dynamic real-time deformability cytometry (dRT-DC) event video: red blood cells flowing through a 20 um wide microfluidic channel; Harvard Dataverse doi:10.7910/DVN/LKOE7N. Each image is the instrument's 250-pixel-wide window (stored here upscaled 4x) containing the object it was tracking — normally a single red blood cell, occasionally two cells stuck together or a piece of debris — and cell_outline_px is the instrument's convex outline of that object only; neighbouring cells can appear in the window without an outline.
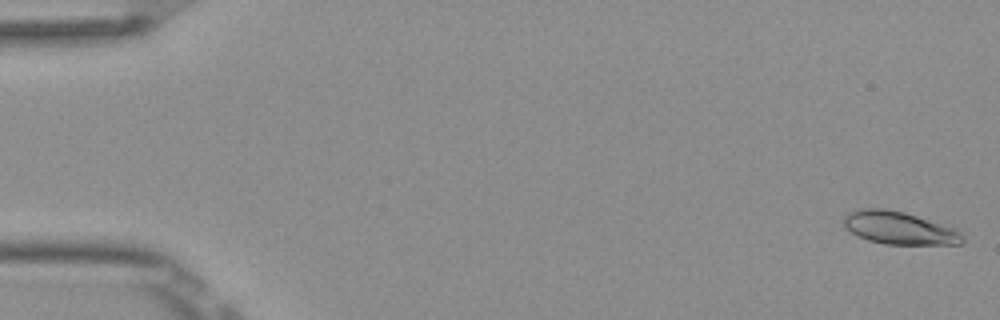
{"species": "Egyptian fruit bat (a non-hibernating species)", "species_latin": "Rousettus aegyptiacus", "temperature_condition": "room temperature", "stored_images_in_passage": 52, "camera_frame_rate_fps": 3000, "um_per_image_px": 0.085, "frame": {"image": 1, "passage_image": 1, "time_ms": 0.0, "image_size_px": [1000, 320], "cell_outline_px": [[964, 244], [884, 244], [868, 240], [856, 236], [844, 228], [844, 216], [848, 212], [860, 208], [884, 208], [904, 212], [956, 228], [964, 236]], "centroid_in_image_um": [76.42, 19.38], "position_along_channel_um": 8.6, "area_um2": 22.89}}
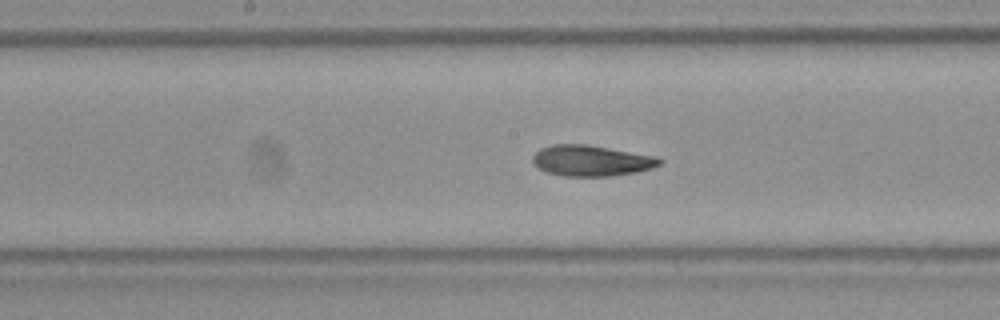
{"frame": {"image": 2, "passage_image": 27, "time_ms": 8.667, "image_size_px": [1000, 320], "cell_outline_px": [[664, 160], [660, 164], [652, 168], [636, 172], [608, 176], [564, 176], [548, 172], [532, 164], [532, 156], [540, 148], [552, 144], [588, 144], [656, 156]], "centroid_in_image_um": [50.26, 13.64], "position_along_channel_um": 197.9, "area_um2": 22.89}}
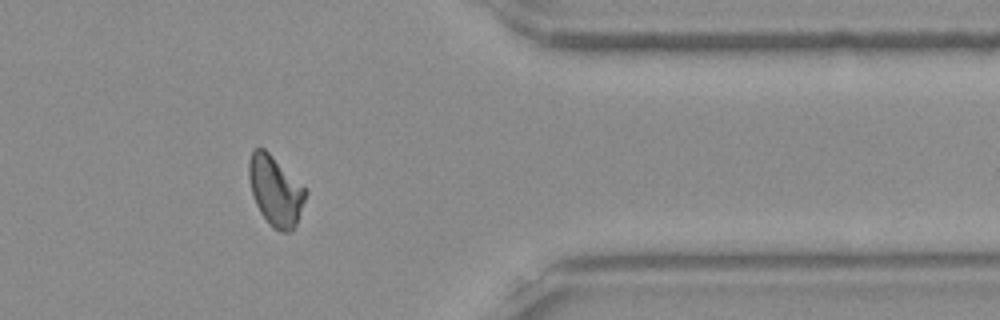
{"frame": {"image": 3, "passage_image": 43, "time_ms": 14.0, "image_size_px": [1000, 320], "cell_outline_px": [[308, 192], [296, 224], [288, 232], [280, 232], [272, 228], [268, 224], [260, 212], [252, 196], [248, 176], [248, 160], [252, 148], [264, 148], [308, 188]], "centroid_in_image_um": [23.41, 16.19], "position_along_channel_um": 388.0, "area_um2": 23.52}, "authors_computed_cell_mechanics": {"area_um2": 22.3397, "velocity_mm_per_s": 3.8809, "shape_relaxation_time_tau1_ms": 6.6682, "shape_relaxation_time_tau2_ms": 3.3406, "deformation_change_tau1": 0.1754, "deformation_change_tau2": 0.0944}}